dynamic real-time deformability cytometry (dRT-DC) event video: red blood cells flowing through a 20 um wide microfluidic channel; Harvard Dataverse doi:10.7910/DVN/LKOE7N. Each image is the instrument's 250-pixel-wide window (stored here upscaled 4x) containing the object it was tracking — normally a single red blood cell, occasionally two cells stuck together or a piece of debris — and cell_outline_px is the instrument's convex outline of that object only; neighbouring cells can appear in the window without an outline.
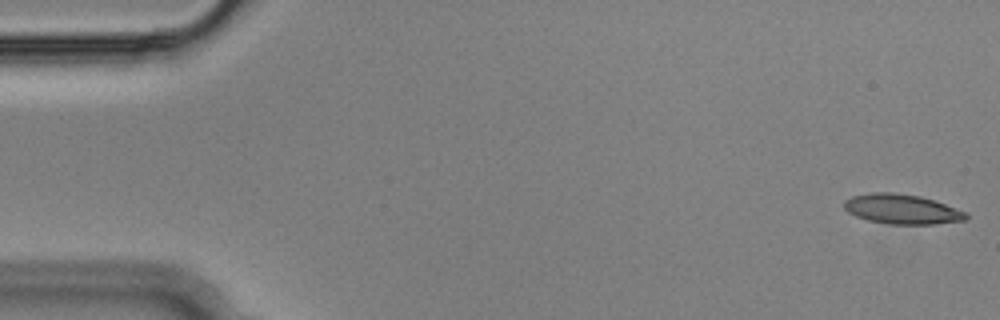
{"species": "Egyptian fruit bat (a non-hibernating species)", "species_latin": "Rousettus aegyptiacus", "temperature_condition": "cold", "stored_images_in_passage": 54, "camera_frame_rate_fps": 3000, "um_per_image_px": 0.085, "animal": {"sex": "male"}, "frame": {"image": 1, "passage_image": 1, "time_ms": 0.0, "image_size_px": [1000, 320], "cell_outline_px": [[968, 220], [932, 224], [888, 224], [868, 220], [856, 216], [848, 212], [844, 208], [844, 200], [852, 196], [872, 192], [892, 192], [920, 196], [968, 212]], "centroid_in_image_um": [76.66, 17.78], "position_along_channel_um": 8.3, "area_um2": 21.15}}
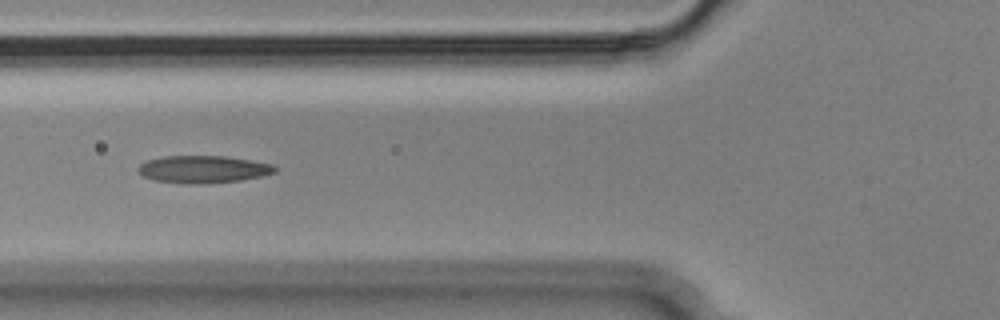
{"frame": {"image": 2, "passage_image": 20, "time_ms": 6.333, "image_size_px": [1000, 320], "cell_outline_px": [[276, 172], [264, 176], [240, 180], [204, 184], [180, 184], [152, 180], [144, 176], [136, 168], [140, 164], [148, 160], [164, 156], [224, 156], [252, 160], [272, 164], [276, 168]], "centroid_in_image_um": [17.27, 14.4], "position_along_channel_um": 108.5, "area_um2": 22.02}}
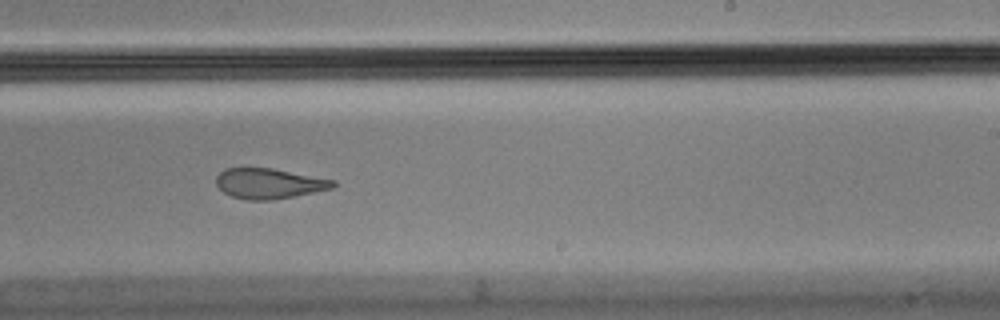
{"frame": {"image": 3, "passage_image": 33, "time_ms": 10.667, "image_size_px": [1000, 320], "cell_outline_px": [[336, 184], [332, 188], [272, 200], [248, 200], [232, 196], [224, 192], [216, 184], [216, 176], [224, 168], [272, 168], [336, 180]], "centroid_in_image_um": [22.85, 15.59], "position_along_channel_um": 266.1, "area_um2": 20.46}, "authors_computed_cell_mechanics": {"area_um2": 21.675, "velocity_mm_per_s": 3.6388, "shape_relaxation_time_tau1_ms": null, "shape_relaxation_time_tau2_ms": 2.2117, "deformation_change_tau1": null, "deformation_change_tau2": 0.1097}}